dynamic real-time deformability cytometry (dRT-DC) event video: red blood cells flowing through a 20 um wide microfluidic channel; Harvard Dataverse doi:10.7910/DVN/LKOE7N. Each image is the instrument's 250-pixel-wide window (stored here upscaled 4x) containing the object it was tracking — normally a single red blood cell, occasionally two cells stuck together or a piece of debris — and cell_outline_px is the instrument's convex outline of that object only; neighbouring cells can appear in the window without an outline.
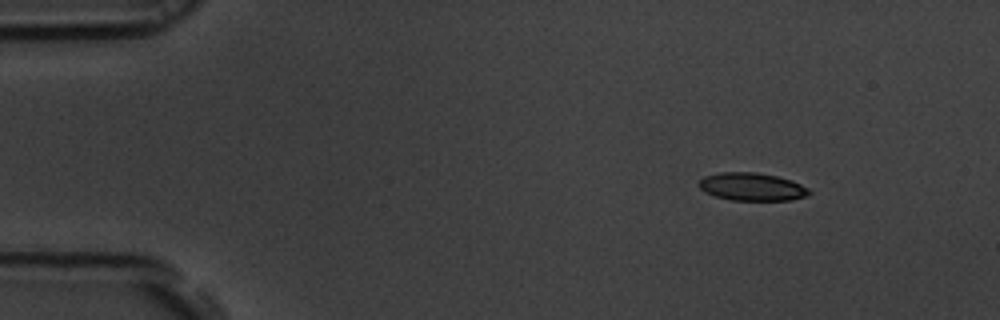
{"species": "common noctule bat (a hibernating species)", "species_latin": "Nyctalus noctula", "temperature_condition": "room temperature", "stored_images_in_passage": 49, "camera_frame_rate_fps": 3000, "um_per_image_px": 0.085, "animal": {"sex": "male", "body_mass_g": 19.5, "forearm_length_mm": 54.6}, "frame": {"image": 1, "passage_image": 1, "time_ms": 0.0, "image_size_px": [1000, 320], "cell_outline_px": [[812, 192], [804, 196], [792, 200], [732, 200], [716, 196], [704, 192], [696, 184], [704, 176], [720, 172], [756, 172], [776, 176], [792, 180], [808, 188]], "centroid_in_image_um": [63.89, 15.87], "position_along_channel_um": 21.1, "area_um2": 17.92}}
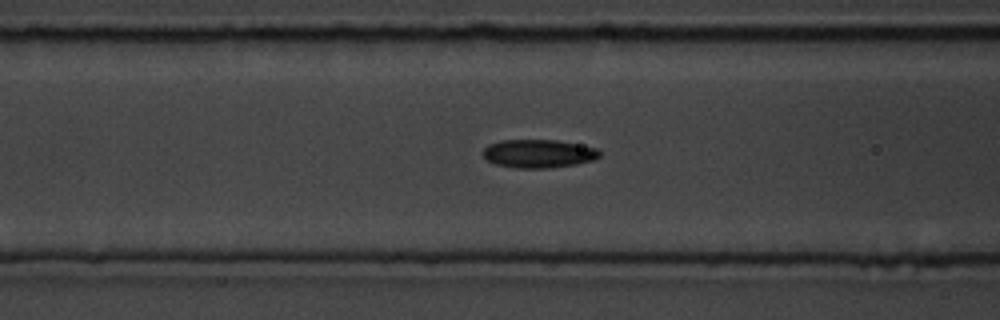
{"frame": {"image": 2, "passage_image": 16, "time_ms": 5.0, "image_size_px": [1000, 320], "cell_outline_px": [[600, 156], [592, 160], [576, 164], [548, 168], [516, 168], [496, 164], [484, 160], [484, 148], [488, 144], [500, 140], [556, 140], [596, 148], [600, 152]], "centroid_in_image_um": [45.73, 13.06], "position_along_channel_um": 120.9, "area_um2": 19.19}}
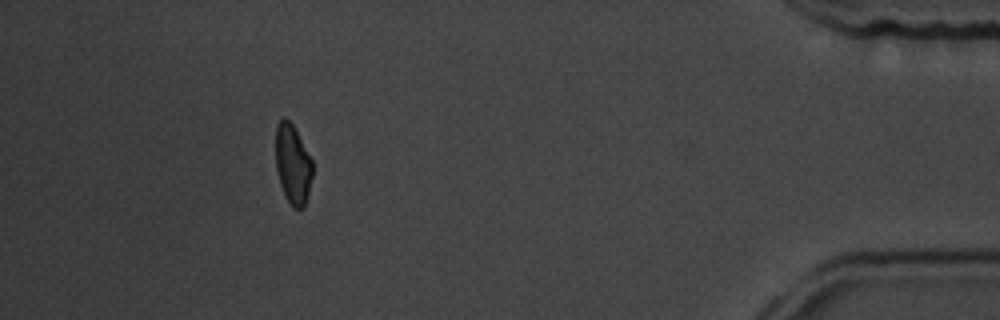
{"frame": {"image": 3, "passage_image": 44, "time_ms": 14.333, "image_size_px": [1000, 320], "cell_outline_px": [[312, 176], [308, 196], [304, 208], [292, 208], [284, 196], [280, 184], [276, 168], [276, 124], [284, 116], [292, 124], [312, 160]], "centroid_in_image_um": [24.88, 14.0], "position_along_channel_um": 410.3, "area_um2": 17.11}, "authors_computed_cell_mechanics": {"area_um2": 18.6694, "velocity_mm_per_s": 3.7188, "shape_relaxation_time_tau1_ms": 4.7307, "shape_relaxation_time_tau2_ms": 4.3346, "deformation_change_tau1": 0.1087, "deformation_change_tau2": 0.0917}}